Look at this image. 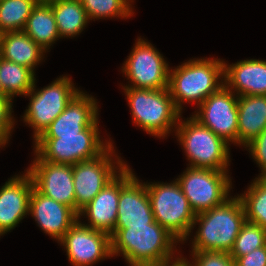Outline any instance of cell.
<instances>
[{"label": "cell", "instance_id": "15", "mask_svg": "<svg viewBox=\"0 0 266 266\" xmlns=\"http://www.w3.org/2000/svg\"><path fill=\"white\" fill-rule=\"evenodd\" d=\"M35 158L27 167L34 188L42 195L69 206L75 210L73 165L55 164L42 160L35 152Z\"/></svg>", "mask_w": 266, "mask_h": 266}, {"label": "cell", "instance_id": "29", "mask_svg": "<svg viewBox=\"0 0 266 266\" xmlns=\"http://www.w3.org/2000/svg\"><path fill=\"white\" fill-rule=\"evenodd\" d=\"M266 245V229L246 220L235 239L230 255L234 260Z\"/></svg>", "mask_w": 266, "mask_h": 266}, {"label": "cell", "instance_id": "3", "mask_svg": "<svg viewBox=\"0 0 266 266\" xmlns=\"http://www.w3.org/2000/svg\"><path fill=\"white\" fill-rule=\"evenodd\" d=\"M245 222L243 203L236 195L220 206L196 214L192 230L199 226L191 241V250L230 253Z\"/></svg>", "mask_w": 266, "mask_h": 266}, {"label": "cell", "instance_id": "14", "mask_svg": "<svg viewBox=\"0 0 266 266\" xmlns=\"http://www.w3.org/2000/svg\"><path fill=\"white\" fill-rule=\"evenodd\" d=\"M127 165L120 172V195L115 228L148 226L155 222L145 182Z\"/></svg>", "mask_w": 266, "mask_h": 266}, {"label": "cell", "instance_id": "35", "mask_svg": "<svg viewBox=\"0 0 266 266\" xmlns=\"http://www.w3.org/2000/svg\"><path fill=\"white\" fill-rule=\"evenodd\" d=\"M37 4H46V5H49V4H52L54 2H57L59 0H35Z\"/></svg>", "mask_w": 266, "mask_h": 266}, {"label": "cell", "instance_id": "30", "mask_svg": "<svg viewBox=\"0 0 266 266\" xmlns=\"http://www.w3.org/2000/svg\"><path fill=\"white\" fill-rule=\"evenodd\" d=\"M191 266H235V260L228 252L190 251Z\"/></svg>", "mask_w": 266, "mask_h": 266}, {"label": "cell", "instance_id": "11", "mask_svg": "<svg viewBox=\"0 0 266 266\" xmlns=\"http://www.w3.org/2000/svg\"><path fill=\"white\" fill-rule=\"evenodd\" d=\"M121 67L130 84L122 87L142 89L168 88L169 64L146 39L137 38L130 55ZM131 81V82H130Z\"/></svg>", "mask_w": 266, "mask_h": 266}, {"label": "cell", "instance_id": "20", "mask_svg": "<svg viewBox=\"0 0 266 266\" xmlns=\"http://www.w3.org/2000/svg\"><path fill=\"white\" fill-rule=\"evenodd\" d=\"M119 195L120 173L79 211L78 219L84 216L89 223L85 222V226L110 235L115 230Z\"/></svg>", "mask_w": 266, "mask_h": 266}, {"label": "cell", "instance_id": "34", "mask_svg": "<svg viewBox=\"0 0 266 266\" xmlns=\"http://www.w3.org/2000/svg\"><path fill=\"white\" fill-rule=\"evenodd\" d=\"M184 258L183 255H179V257L177 256L176 258H174V260H170L164 263H158L152 266H191L190 261Z\"/></svg>", "mask_w": 266, "mask_h": 266}, {"label": "cell", "instance_id": "7", "mask_svg": "<svg viewBox=\"0 0 266 266\" xmlns=\"http://www.w3.org/2000/svg\"><path fill=\"white\" fill-rule=\"evenodd\" d=\"M99 118L77 135L39 136L34 142V152L44 161L75 165L99 156L112 140H101Z\"/></svg>", "mask_w": 266, "mask_h": 266}, {"label": "cell", "instance_id": "37", "mask_svg": "<svg viewBox=\"0 0 266 266\" xmlns=\"http://www.w3.org/2000/svg\"><path fill=\"white\" fill-rule=\"evenodd\" d=\"M262 177L266 180V173Z\"/></svg>", "mask_w": 266, "mask_h": 266}, {"label": "cell", "instance_id": "18", "mask_svg": "<svg viewBox=\"0 0 266 266\" xmlns=\"http://www.w3.org/2000/svg\"><path fill=\"white\" fill-rule=\"evenodd\" d=\"M98 115L97 99L80 90L40 136L77 135L89 127Z\"/></svg>", "mask_w": 266, "mask_h": 266}, {"label": "cell", "instance_id": "26", "mask_svg": "<svg viewBox=\"0 0 266 266\" xmlns=\"http://www.w3.org/2000/svg\"><path fill=\"white\" fill-rule=\"evenodd\" d=\"M237 196L243 203L246 220L266 229V180L256 177L247 190Z\"/></svg>", "mask_w": 266, "mask_h": 266}, {"label": "cell", "instance_id": "22", "mask_svg": "<svg viewBox=\"0 0 266 266\" xmlns=\"http://www.w3.org/2000/svg\"><path fill=\"white\" fill-rule=\"evenodd\" d=\"M46 53L23 30L0 34V57L21 66L35 68L45 58Z\"/></svg>", "mask_w": 266, "mask_h": 266}, {"label": "cell", "instance_id": "8", "mask_svg": "<svg viewBox=\"0 0 266 266\" xmlns=\"http://www.w3.org/2000/svg\"><path fill=\"white\" fill-rule=\"evenodd\" d=\"M79 91L67 75L56 78L43 89H36L35 80L33 88L25 95L30 97V102L22 116L25 125L33 129L34 141L65 110Z\"/></svg>", "mask_w": 266, "mask_h": 266}, {"label": "cell", "instance_id": "21", "mask_svg": "<svg viewBox=\"0 0 266 266\" xmlns=\"http://www.w3.org/2000/svg\"><path fill=\"white\" fill-rule=\"evenodd\" d=\"M266 128V95L238 96L237 145L245 147Z\"/></svg>", "mask_w": 266, "mask_h": 266}, {"label": "cell", "instance_id": "17", "mask_svg": "<svg viewBox=\"0 0 266 266\" xmlns=\"http://www.w3.org/2000/svg\"><path fill=\"white\" fill-rule=\"evenodd\" d=\"M29 214L45 234L58 242L79 220L74 209L42 195L34 187L30 196Z\"/></svg>", "mask_w": 266, "mask_h": 266}, {"label": "cell", "instance_id": "9", "mask_svg": "<svg viewBox=\"0 0 266 266\" xmlns=\"http://www.w3.org/2000/svg\"><path fill=\"white\" fill-rule=\"evenodd\" d=\"M113 144L112 142L99 156L73 165L77 213L127 166L115 153Z\"/></svg>", "mask_w": 266, "mask_h": 266}, {"label": "cell", "instance_id": "33", "mask_svg": "<svg viewBox=\"0 0 266 266\" xmlns=\"http://www.w3.org/2000/svg\"><path fill=\"white\" fill-rule=\"evenodd\" d=\"M235 266H266V245L238 257Z\"/></svg>", "mask_w": 266, "mask_h": 266}, {"label": "cell", "instance_id": "1", "mask_svg": "<svg viewBox=\"0 0 266 266\" xmlns=\"http://www.w3.org/2000/svg\"><path fill=\"white\" fill-rule=\"evenodd\" d=\"M110 236L112 256L122 255L128 266H152L180 253L176 251L180 242L157 221L148 226L115 228Z\"/></svg>", "mask_w": 266, "mask_h": 266}, {"label": "cell", "instance_id": "13", "mask_svg": "<svg viewBox=\"0 0 266 266\" xmlns=\"http://www.w3.org/2000/svg\"><path fill=\"white\" fill-rule=\"evenodd\" d=\"M78 220L58 242L63 246L73 266H92L111 258V236L103 231L85 226Z\"/></svg>", "mask_w": 266, "mask_h": 266}, {"label": "cell", "instance_id": "19", "mask_svg": "<svg viewBox=\"0 0 266 266\" xmlns=\"http://www.w3.org/2000/svg\"><path fill=\"white\" fill-rule=\"evenodd\" d=\"M224 85L237 96L266 95V61L246 59L230 65L224 61Z\"/></svg>", "mask_w": 266, "mask_h": 266}, {"label": "cell", "instance_id": "5", "mask_svg": "<svg viewBox=\"0 0 266 266\" xmlns=\"http://www.w3.org/2000/svg\"><path fill=\"white\" fill-rule=\"evenodd\" d=\"M180 117L175 136L189 160L188 166L230 171V145L192 115L184 120L182 114Z\"/></svg>", "mask_w": 266, "mask_h": 266}, {"label": "cell", "instance_id": "36", "mask_svg": "<svg viewBox=\"0 0 266 266\" xmlns=\"http://www.w3.org/2000/svg\"><path fill=\"white\" fill-rule=\"evenodd\" d=\"M0 96H6V93L3 91L1 83H0Z\"/></svg>", "mask_w": 266, "mask_h": 266}, {"label": "cell", "instance_id": "10", "mask_svg": "<svg viewBox=\"0 0 266 266\" xmlns=\"http://www.w3.org/2000/svg\"><path fill=\"white\" fill-rule=\"evenodd\" d=\"M229 171L187 166L176 178L195 214L225 203L230 197L232 179Z\"/></svg>", "mask_w": 266, "mask_h": 266}, {"label": "cell", "instance_id": "4", "mask_svg": "<svg viewBox=\"0 0 266 266\" xmlns=\"http://www.w3.org/2000/svg\"><path fill=\"white\" fill-rule=\"evenodd\" d=\"M133 123L147 134L166 138L175 131L181 113L174 105L168 88L142 89L122 87Z\"/></svg>", "mask_w": 266, "mask_h": 266}, {"label": "cell", "instance_id": "28", "mask_svg": "<svg viewBox=\"0 0 266 266\" xmlns=\"http://www.w3.org/2000/svg\"><path fill=\"white\" fill-rule=\"evenodd\" d=\"M89 21L105 18L127 19L134 14L131 0H80Z\"/></svg>", "mask_w": 266, "mask_h": 266}, {"label": "cell", "instance_id": "16", "mask_svg": "<svg viewBox=\"0 0 266 266\" xmlns=\"http://www.w3.org/2000/svg\"><path fill=\"white\" fill-rule=\"evenodd\" d=\"M31 175L23 174L10 177L0 188V236L11 232L29 215V203L33 189Z\"/></svg>", "mask_w": 266, "mask_h": 266}, {"label": "cell", "instance_id": "23", "mask_svg": "<svg viewBox=\"0 0 266 266\" xmlns=\"http://www.w3.org/2000/svg\"><path fill=\"white\" fill-rule=\"evenodd\" d=\"M23 31L45 52L60 38L50 5L37 4L31 11Z\"/></svg>", "mask_w": 266, "mask_h": 266}, {"label": "cell", "instance_id": "31", "mask_svg": "<svg viewBox=\"0 0 266 266\" xmlns=\"http://www.w3.org/2000/svg\"><path fill=\"white\" fill-rule=\"evenodd\" d=\"M13 100L8 96H0V142L8 144L14 129Z\"/></svg>", "mask_w": 266, "mask_h": 266}, {"label": "cell", "instance_id": "25", "mask_svg": "<svg viewBox=\"0 0 266 266\" xmlns=\"http://www.w3.org/2000/svg\"><path fill=\"white\" fill-rule=\"evenodd\" d=\"M35 72L0 57V83L6 96H25L34 86Z\"/></svg>", "mask_w": 266, "mask_h": 266}, {"label": "cell", "instance_id": "24", "mask_svg": "<svg viewBox=\"0 0 266 266\" xmlns=\"http://www.w3.org/2000/svg\"><path fill=\"white\" fill-rule=\"evenodd\" d=\"M49 5L53 11L60 38L78 36L90 22L80 0H59Z\"/></svg>", "mask_w": 266, "mask_h": 266}, {"label": "cell", "instance_id": "32", "mask_svg": "<svg viewBox=\"0 0 266 266\" xmlns=\"http://www.w3.org/2000/svg\"><path fill=\"white\" fill-rule=\"evenodd\" d=\"M245 148L261 170L258 177H262L266 173V128Z\"/></svg>", "mask_w": 266, "mask_h": 266}, {"label": "cell", "instance_id": "6", "mask_svg": "<svg viewBox=\"0 0 266 266\" xmlns=\"http://www.w3.org/2000/svg\"><path fill=\"white\" fill-rule=\"evenodd\" d=\"M154 219L180 244L191 236L196 214L175 179L170 183L145 182ZM184 242V243H183Z\"/></svg>", "mask_w": 266, "mask_h": 266}, {"label": "cell", "instance_id": "12", "mask_svg": "<svg viewBox=\"0 0 266 266\" xmlns=\"http://www.w3.org/2000/svg\"><path fill=\"white\" fill-rule=\"evenodd\" d=\"M197 108L192 115L196 120L229 145L237 144L238 96L232 90L223 85Z\"/></svg>", "mask_w": 266, "mask_h": 266}, {"label": "cell", "instance_id": "2", "mask_svg": "<svg viewBox=\"0 0 266 266\" xmlns=\"http://www.w3.org/2000/svg\"><path fill=\"white\" fill-rule=\"evenodd\" d=\"M224 85V59L194 58L169 69L168 90L177 110L183 103L197 107Z\"/></svg>", "mask_w": 266, "mask_h": 266}, {"label": "cell", "instance_id": "27", "mask_svg": "<svg viewBox=\"0 0 266 266\" xmlns=\"http://www.w3.org/2000/svg\"><path fill=\"white\" fill-rule=\"evenodd\" d=\"M36 5L35 0H2L0 2V34L23 30Z\"/></svg>", "mask_w": 266, "mask_h": 266}]
</instances>
